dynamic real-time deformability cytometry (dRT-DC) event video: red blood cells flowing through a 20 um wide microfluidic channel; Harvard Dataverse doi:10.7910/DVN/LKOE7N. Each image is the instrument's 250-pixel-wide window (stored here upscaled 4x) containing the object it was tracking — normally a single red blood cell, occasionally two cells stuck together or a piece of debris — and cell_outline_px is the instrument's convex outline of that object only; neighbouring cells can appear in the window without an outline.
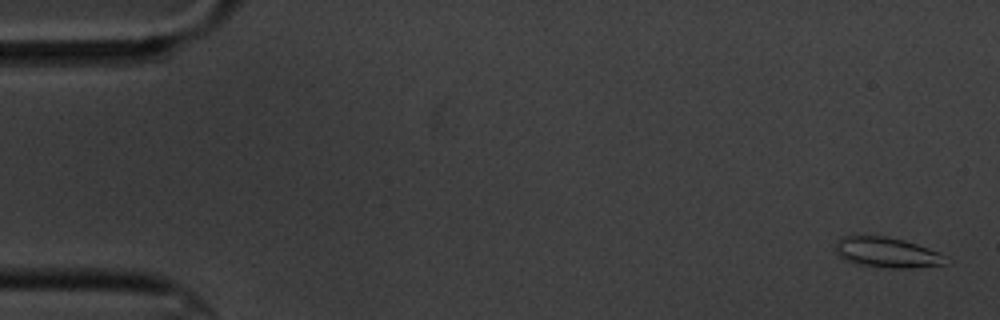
{"species": "common noctule bat (a hibernating species)", "species_latin": "Nyctalus noctula", "temperature_condition": "cold", "stored_images_in_passage": 5, "camera_frame_rate_fps": 3000, "um_per_image_px": 0.085, "animal": {"sex": "male", "body_mass_g": 20.1, "forearm_length_mm": 53.5}, "frame": {"image": 1, "passage_image": 1, "time_ms": 0.0, "image_size_px": [1000, 320], "cell_outline_px": [[952, 260], [944, 264], [908, 268], [892, 268], [856, 264], [844, 260], [836, 252], [836, 244], [840, 236], [884, 236], [904, 240], [940, 252]], "centroid_in_image_um": [75.42, 21.46], "position_along_channel_um": 9.6, "area_um2": 19.48}}